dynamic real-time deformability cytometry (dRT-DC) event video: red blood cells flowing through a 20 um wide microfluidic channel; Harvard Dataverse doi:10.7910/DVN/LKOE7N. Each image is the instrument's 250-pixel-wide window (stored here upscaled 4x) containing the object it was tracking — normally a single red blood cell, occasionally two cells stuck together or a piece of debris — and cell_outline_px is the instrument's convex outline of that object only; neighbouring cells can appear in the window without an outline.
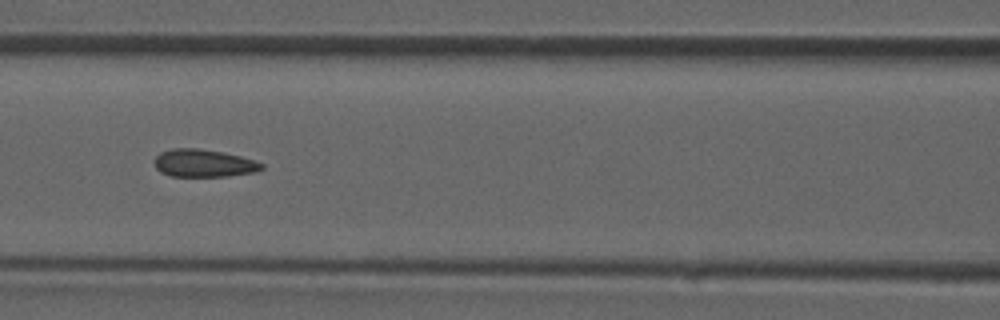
{"species": "common noctule bat (a hibernating species)", "species_latin": "Nyctalus noctula", "temperature_condition": "room temperature", "stored_images_in_passage": 46, "camera_frame_rate_fps": 3000, "um_per_image_px": 0.085, "animal": {"sex": "male", "forearm_length_mm": 52.5}, "frame": {"image": 1, "passage_image": 20, "time_ms": 6.333, "image_size_px": [1000, 320], "cell_outline_px": [[264, 168], [256, 172], [228, 176], [172, 176], [160, 172], [156, 168], [152, 160], [160, 152], [172, 148], [196, 148], [224, 152], [240, 156], [264, 164]], "centroid_in_image_um": [17.28, 13.87], "position_along_channel_um": 149.3, "area_um2": 17.4}}